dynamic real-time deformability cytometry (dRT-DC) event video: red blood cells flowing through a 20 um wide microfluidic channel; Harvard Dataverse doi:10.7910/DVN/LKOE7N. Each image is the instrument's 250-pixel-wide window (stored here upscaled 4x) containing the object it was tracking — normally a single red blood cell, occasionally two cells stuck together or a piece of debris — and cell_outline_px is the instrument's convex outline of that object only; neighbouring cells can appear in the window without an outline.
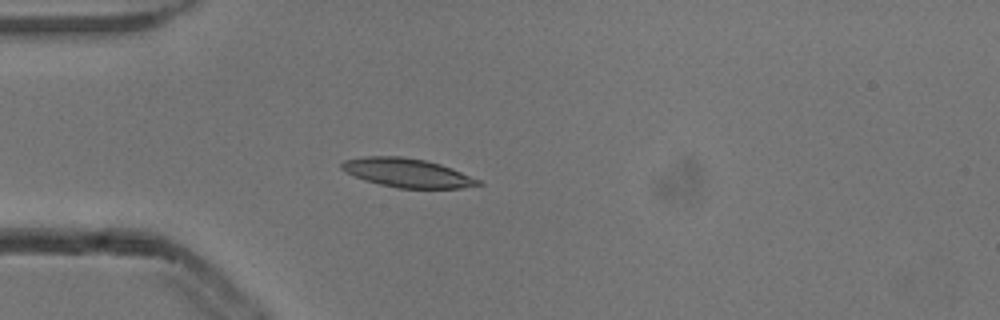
{"species": "common noctule bat (a hibernating species)", "species_latin": "Nyctalus noctula", "temperature_condition": "cold", "stored_images_in_passage": 4, "camera_frame_rate_fps": 3000, "um_per_image_px": 0.085, "animal": {"sex": "male", "body_mass_g": 13.3}, "frame": {"image": 1, "passage_image": 4, "time_ms": 1.0, "image_size_px": [1000, 320], "cell_outline_px": [[484, 184], [460, 188], [400, 188], [380, 184], [364, 180], [344, 172], [340, 168], [340, 164], [344, 160], [364, 156], [400, 156], [424, 160], [440, 164], [452, 168], [480, 180]], "centroid_in_image_um": [34.58, 14.69], "position_along_channel_um": 50.4, "area_um2": 22.95}}